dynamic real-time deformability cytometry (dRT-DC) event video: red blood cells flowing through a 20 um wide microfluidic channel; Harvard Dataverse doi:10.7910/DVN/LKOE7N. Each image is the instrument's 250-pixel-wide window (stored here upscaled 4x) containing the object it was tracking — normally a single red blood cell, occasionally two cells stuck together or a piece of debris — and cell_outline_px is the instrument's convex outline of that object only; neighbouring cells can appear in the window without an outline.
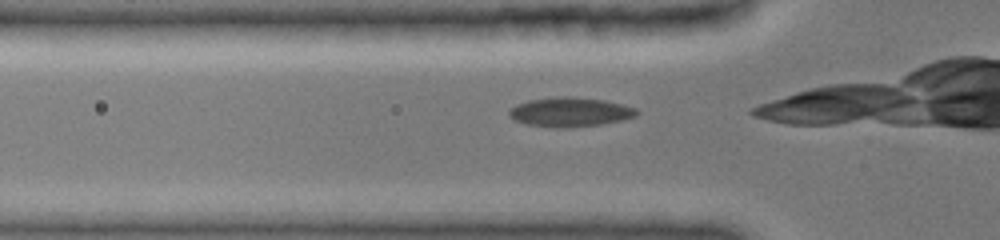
{"species": "common noctule bat (a hibernating species)", "species_latin": "Nyctalus noctula", "temperature_condition": "cold", "stored_images_in_passage": 14, "camera_frame_rate_fps": 3000, "um_per_image_px": 0.085, "animal": {"sex": "female", "body_mass_g": 19.0, "forearm_length_mm": 51.5}, "frame": {"image": 1, "passage_image": 8, "time_ms": 2.667, "image_size_px": [1000, 240], "cell_outline_px": [[636, 116], [620, 120], [600, 124], [528, 124], [516, 120], [508, 112], [512, 108], [528, 100], [604, 100], [636, 108]], "centroid_in_image_um": [48.53, 9.52], "position_along_channel_um": 77.3, "area_um2": 18.9}}